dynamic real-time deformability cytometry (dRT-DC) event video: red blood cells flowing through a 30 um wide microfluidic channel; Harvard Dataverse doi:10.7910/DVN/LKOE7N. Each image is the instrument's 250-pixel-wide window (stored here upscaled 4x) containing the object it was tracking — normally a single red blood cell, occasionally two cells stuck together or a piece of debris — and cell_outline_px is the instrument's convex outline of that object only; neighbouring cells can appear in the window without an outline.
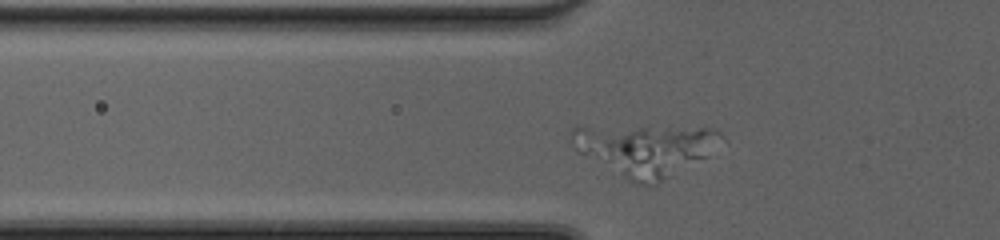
{"species": "common noctule bat (a hibernating species)", "species_latin": "Nyctalus noctula", "temperature_condition": "cold", "stored_images_in_passage": 36, "camera_frame_rate_fps": 3000, "um_per_image_px": 0.085, "animal": {"sex": "female", "body_mass_g": 20.0, "forearm_length_mm": 54.0}, "frame": {"image": 1, "passage_image": 4, "time_ms": 1.0, "image_size_px": [1000, 240], "cell_outline_px": [[728, 144], [708, 156], [656, 184], [636, 184], [628, 180], [604, 144], [604, 140], [640, 128], [712, 128], [720, 132], [724, 136]], "centroid_in_image_um": [56.26, 12.86], "position_along_channel_um": 69.5, "area_um2": 33.87}}
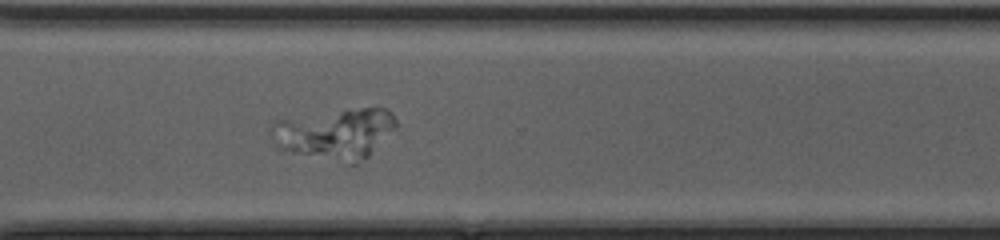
{"frame": {"image": 2, "passage_image": 24, "time_ms": 7.667, "image_size_px": [1000, 240], "cell_outline_px": [[396, 128], [368, 156], [356, 164], [352, 164], [292, 152], [276, 148], [268, 132], [272, 124], [276, 120], [348, 108], [388, 108], [392, 112], [396, 120]], "centroid_in_image_um": [28.47, 11.34], "position_along_channel_um": 342.1, "area_um2": 36.99}}